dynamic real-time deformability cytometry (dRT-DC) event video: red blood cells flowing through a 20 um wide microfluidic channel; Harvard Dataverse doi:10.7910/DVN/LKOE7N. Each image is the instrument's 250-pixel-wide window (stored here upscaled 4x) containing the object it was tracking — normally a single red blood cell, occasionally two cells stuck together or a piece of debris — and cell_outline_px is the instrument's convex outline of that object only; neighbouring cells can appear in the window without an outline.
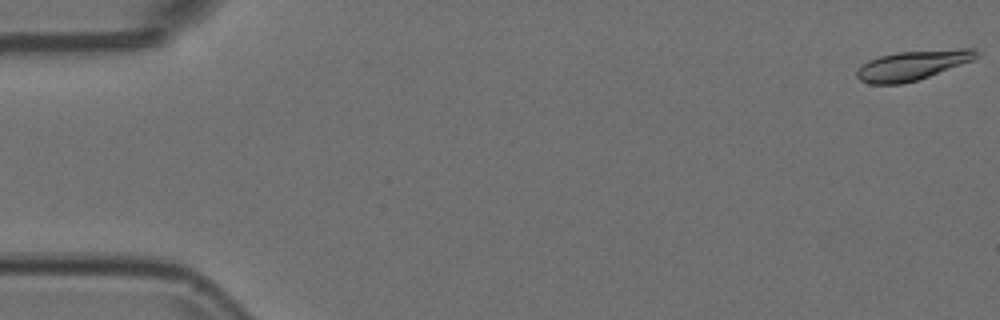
{"species": "Egyptian fruit bat (a non-hibernating species)", "species_latin": "Rousettus aegyptiacus", "temperature_condition": "room temperature", "stored_images_in_passage": 48, "camera_frame_rate_fps": 3000, "um_per_image_px": 0.085, "animal": {"sex": "female"}, "frame": {"image": 1, "passage_image": 1, "time_ms": 0.0, "image_size_px": [1000, 320], "cell_outline_px": [[980, 56], [972, 60], [928, 76], [916, 80], [900, 84], [868, 84], [860, 80], [856, 76], [856, 72], [860, 64], [868, 60], [880, 56], [900, 52], [960, 48], [976, 48], [980, 52]], "centroid_in_image_um": [77.55, 5.54], "position_along_channel_um": 7.4, "area_um2": 20.58}}
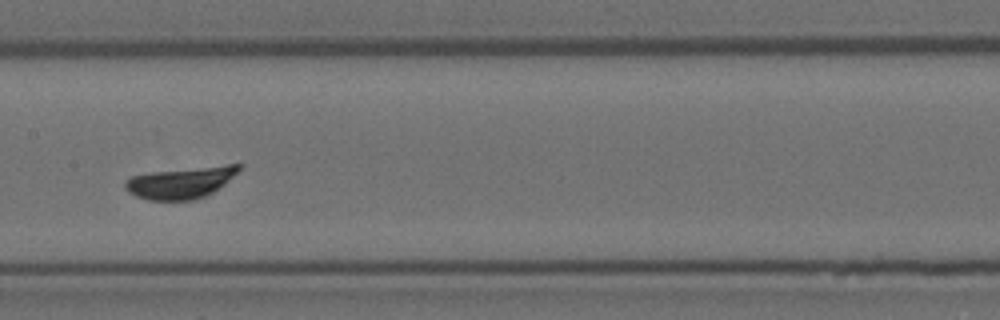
{"frame": {"image": 2, "passage_image": 28, "time_ms": 9.0, "image_size_px": [1000, 320], "cell_outline_px": [[244, 164], [224, 184], [212, 192], [204, 196], [192, 200], [148, 200], [136, 196], [128, 192], [124, 188], [124, 180], [132, 176], [152, 172], [228, 164]], "centroid_in_image_um": [15.33, 15.52], "position_along_channel_um": 192.1, "area_um2": 20.63}}
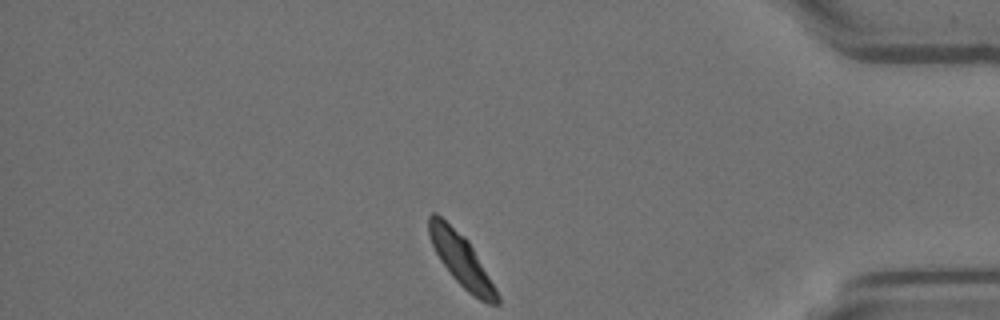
{"frame": {"image": 3, "passage_image": 48, "time_ms": 15.667, "image_size_px": [1000, 320], "cell_outline_px": [[500, 304], [488, 304], [480, 300], [468, 292], [452, 276], [440, 260], [432, 244], [428, 232], [428, 216], [432, 212], [436, 212], [464, 236], [468, 240], [496, 288], [500, 296]], "centroid_in_image_um": [39.21, 22.09], "position_along_channel_um": 396.0, "area_um2": 20.63}}